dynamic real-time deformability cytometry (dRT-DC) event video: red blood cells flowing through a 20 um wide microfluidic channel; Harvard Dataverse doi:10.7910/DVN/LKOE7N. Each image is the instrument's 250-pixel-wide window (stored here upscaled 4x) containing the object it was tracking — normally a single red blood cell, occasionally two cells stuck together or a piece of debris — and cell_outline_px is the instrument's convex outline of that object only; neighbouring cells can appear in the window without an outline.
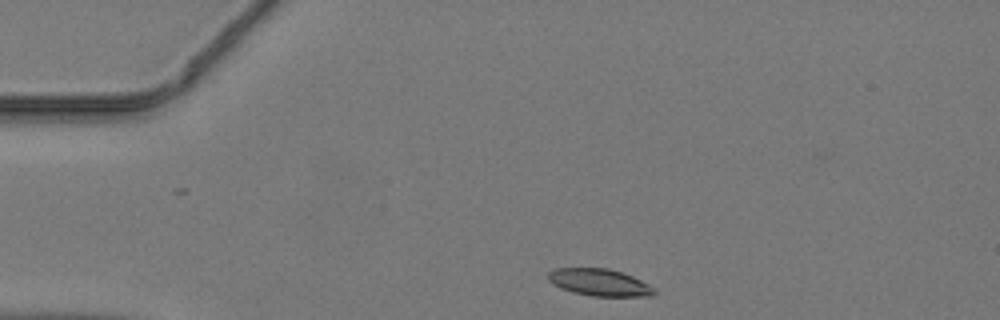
{"species": "common noctule bat (a hibernating species)", "species_latin": "Nyctalus noctula", "temperature_condition": "warm", "stored_images_in_passage": 38, "camera_frame_rate_fps": 3000, "um_per_image_px": 0.085, "animal": {"sex": "male", "body_mass_g": 19.2, "forearm_length_mm": 51.8}, "frame": {"image": 1, "passage_image": 1, "time_ms": 0.0, "image_size_px": [1000, 320], "cell_outline_px": [[656, 292], [652, 296], [592, 296], [572, 292], [560, 288], [548, 280], [548, 272], [556, 268], [608, 268], [632, 276], [648, 284]], "centroid_in_image_um": [50.92, 24.0], "position_along_channel_um": 34.1, "area_um2": 16.59}}
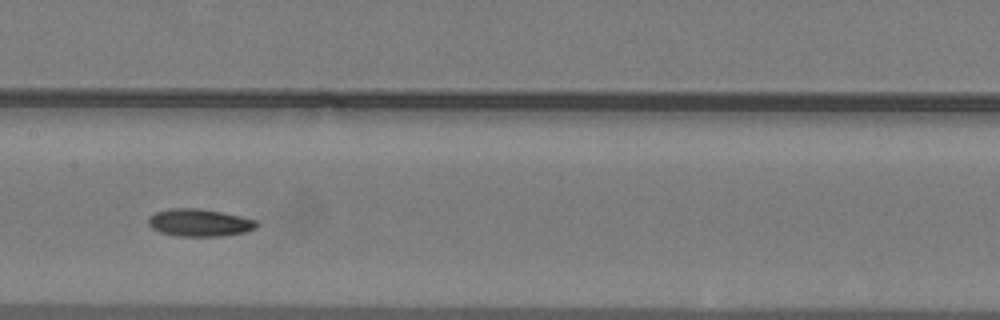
{"frame": {"image": 2, "passage_image": 15, "time_ms": 4.667, "image_size_px": [1000, 320], "cell_outline_px": [[260, 224], [256, 228], [244, 232], [220, 236], [176, 236], [160, 232], [152, 228], [148, 224], [148, 216], [156, 212], [168, 208], [196, 208], [220, 212], [240, 216], [256, 220]], "centroid_in_image_um": [16.93, 18.92], "position_along_channel_um": 190.5, "area_um2": 17.34}}
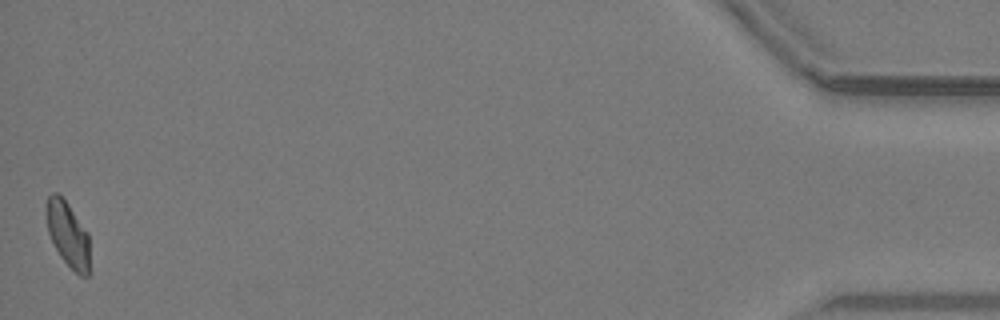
{"frame": {"image": 3, "passage_image": 38, "time_ms": 12.333, "image_size_px": [1000, 320], "cell_outline_px": [[88, 276], [80, 276], [60, 256], [48, 232], [48, 196], [52, 192], [56, 192], [68, 204], [88, 232]], "centroid_in_image_um": [5.79, 19.92], "position_along_channel_um": 429.4, "area_um2": 15.72}}